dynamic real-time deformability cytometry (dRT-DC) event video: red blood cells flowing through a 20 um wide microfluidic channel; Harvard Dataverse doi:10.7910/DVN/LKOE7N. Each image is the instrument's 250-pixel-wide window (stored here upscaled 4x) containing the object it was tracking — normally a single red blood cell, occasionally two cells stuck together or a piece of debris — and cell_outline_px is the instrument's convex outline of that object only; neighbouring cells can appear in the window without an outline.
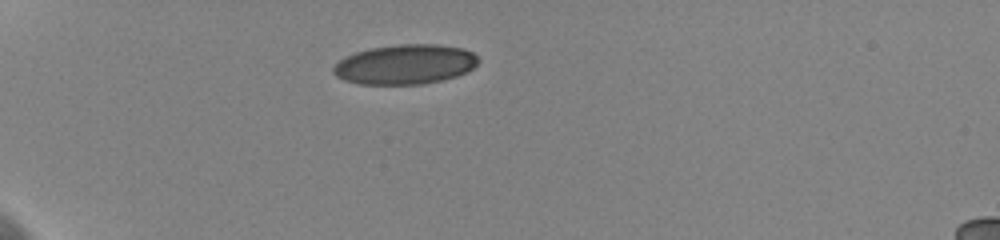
{"species": "human", "species_latin": "Homo sapiens", "temperature_condition": "cold", "stored_images_in_passage": 2, "camera_frame_rate_fps": 3000, "um_per_image_px": 0.085, "donor": {"sex": "female"}, "frame": {"image": 1, "passage_image": 1, "time_ms": 0.0, "image_size_px": [1000, 240], "cell_outline_px": [[480, 60], [468, 72], [456, 76], [424, 84], [360, 84], [344, 80], [336, 76], [332, 72], [332, 68], [344, 56], [356, 52], [372, 48], [400, 44], [436, 44], [464, 48], [472, 52]], "centroid_in_image_um": [34.43, 5.47], "position_along_channel_um": 50.6, "area_um2": 33.58}}